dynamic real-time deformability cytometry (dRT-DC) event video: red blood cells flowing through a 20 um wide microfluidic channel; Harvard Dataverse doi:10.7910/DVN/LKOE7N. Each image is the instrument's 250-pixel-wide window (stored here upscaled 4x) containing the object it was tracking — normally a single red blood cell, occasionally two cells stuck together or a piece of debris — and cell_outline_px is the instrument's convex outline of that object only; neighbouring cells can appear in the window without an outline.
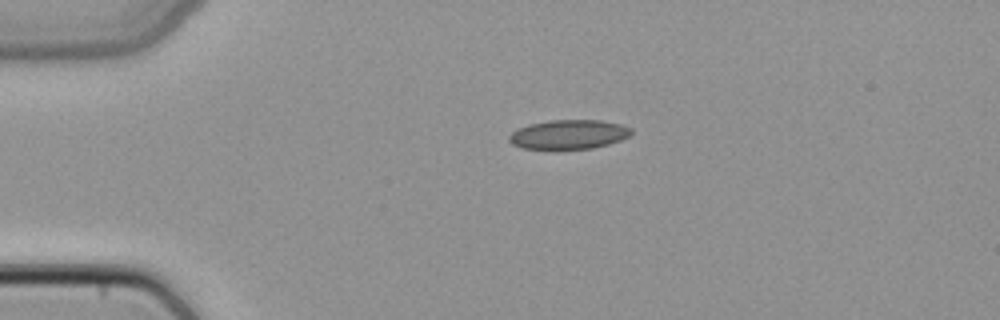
{"species": "common noctule bat (a hibernating species)", "species_latin": "Nyctalus noctula", "temperature_condition": "cold", "stored_images_in_passage": 5, "camera_frame_rate_fps": 3000, "um_per_image_px": 0.085, "animal": {"sex": "female", "body_mass_g": 22.7, "forearm_length_mm": 54.2}, "frame": {"image": 1, "passage_image": 5, "time_ms": 1.333, "image_size_px": [1000, 320], "cell_outline_px": [[632, 132], [628, 136], [620, 140], [608, 144], [592, 148], [552, 152], [520, 148], [512, 144], [508, 140], [508, 136], [516, 128], [528, 124], [548, 120], [600, 120], [620, 124], [632, 128]], "centroid_in_image_um": [48.25, 11.47], "position_along_channel_um": 36.8, "area_um2": 21.79}}